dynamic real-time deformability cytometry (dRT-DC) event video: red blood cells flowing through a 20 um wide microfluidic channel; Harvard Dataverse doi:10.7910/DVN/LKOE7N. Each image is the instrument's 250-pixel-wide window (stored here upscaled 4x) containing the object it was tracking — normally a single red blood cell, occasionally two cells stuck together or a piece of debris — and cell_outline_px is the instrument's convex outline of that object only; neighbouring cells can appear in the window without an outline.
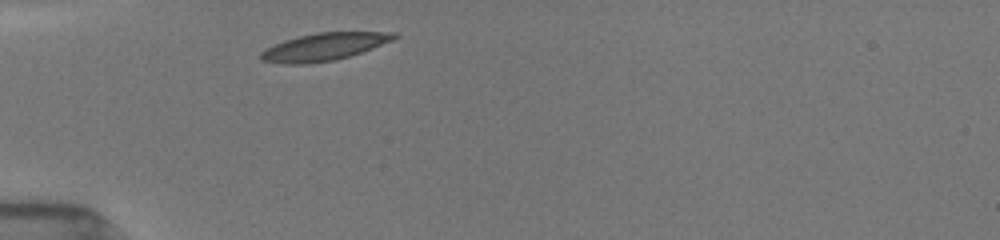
{"species": "common noctule bat (a hibernating species)", "species_latin": "Nyctalus noctula", "temperature_condition": "room temperature", "stored_images_in_passage": 31, "camera_frame_rate_fps": 3000, "um_per_image_px": 0.085, "animal": {"sex": "female", "body_mass_g": 19.5, "forearm_length_mm": 54.1}, "frame": {"image": 1, "passage_image": 1, "time_ms": 0.0, "image_size_px": [1000, 240], "cell_outline_px": [[400, 36], [392, 40], [372, 48], [336, 60], [308, 64], [280, 64], [260, 60], [260, 52], [284, 40], [316, 32], [396, 32]], "centroid_in_image_um": [27.53, 3.98], "position_along_channel_um": 57.5, "area_um2": 21.27}}
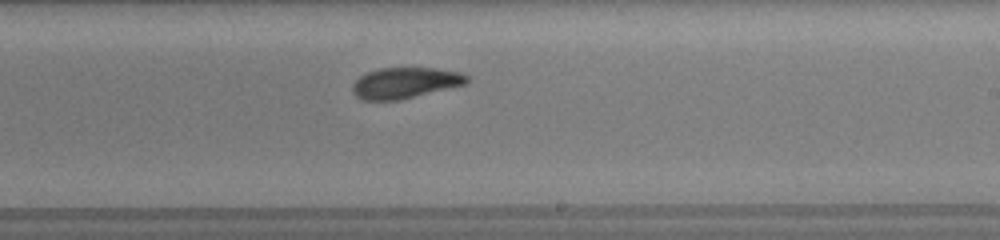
{"frame": {"image": 2, "passage_image": 15, "time_ms": 5.333, "image_size_px": [1000, 240], "cell_outline_px": [[468, 84], [396, 100], [364, 100], [356, 96], [352, 92], [352, 84], [364, 72], [380, 68], [436, 68], [460, 72], [468, 76]], "centroid_in_image_um": [34.42, 7.03], "position_along_channel_um": 254.6, "area_um2": 20.58}}
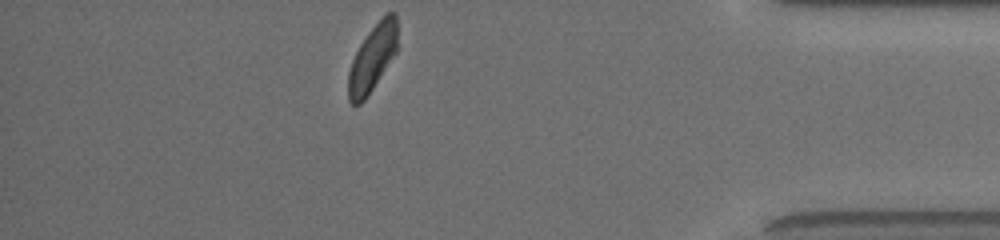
{"frame": {"image": 3, "passage_image": 31, "time_ms": 10.0, "image_size_px": [1000, 240], "cell_outline_px": [[396, 52], [364, 100], [360, 104], [352, 104], [348, 100], [348, 72], [352, 60], [360, 44], [368, 32], [388, 12], [396, 12]], "centroid_in_image_um": [31.63, 4.95], "position_along_channel_um": 403.6, "area_um2": 18.5}, "authors_computed_cell_mechanics": {"area_um2": 21.1548, "velocity_mm_per_s": 3.9106, "shape_relaxation_time_tau1_ms": 2.8983, "shape_relaxation_time_tau2_ms": 1.5724, "deformation_change_tau1": 0.1016, "deformation_change_tau2": 0.0397}}